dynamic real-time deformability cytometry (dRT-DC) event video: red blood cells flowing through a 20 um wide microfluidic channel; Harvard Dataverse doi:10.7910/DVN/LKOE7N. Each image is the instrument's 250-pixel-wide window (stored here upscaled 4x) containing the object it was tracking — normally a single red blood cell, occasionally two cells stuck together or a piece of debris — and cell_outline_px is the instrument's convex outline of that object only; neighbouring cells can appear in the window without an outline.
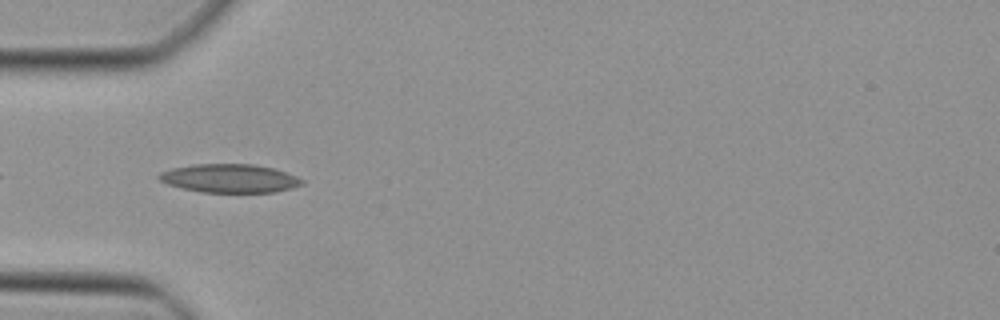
{"species": "Egyptian fruit bat (a non-hibernating species)", "species_latin": "Rousettus aegyptiacus", "temperature_condition": "cold", "stored_images_in_passage": 28, "camera_frame_rate_fps": 3000, "um_per_image_px": 0.085, "animal": {"sex": "female"}, "frame": {"image": 1, "passage_image": 2, "time_ms": 0.333, "image_size_px": [1000, 320], "cell_outline_px": [[304, 184], [292, 188], [276, 192], [200, 192], [168, 184], [160, 180], [156, 176], [160, 172], [172, 168], [192, 164], [252, 164], [272, 168], [296, 176], [304, 180]], "centroid_in_image_um": [19.52, 15.16], "position_along_channel_um": 65.5, "area_um2": 23.7}}
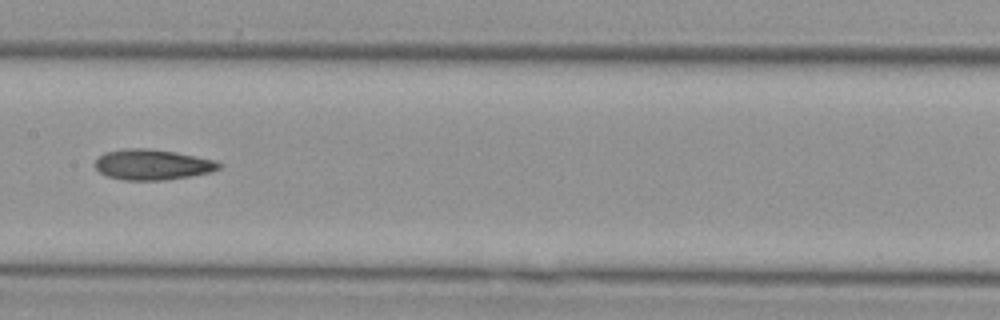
{"frame": {"image": 2, "passage_image": 11, "time_ms": 3.333, "image_size_px": [1000, 320], "cell_outline_px": [[224, 164], [220, 168], [212, 172], [192, 176], [164, 180], [124, 180], [108, 176], [100, 172], [92, 164], [104, 152], [124, 148], [148, 148], [176, 152], [216, 160]], "centroid_in_image_um": [12.98, 13.98], "position_along_channel_um": 194.4, "area_um2": 22.31}}
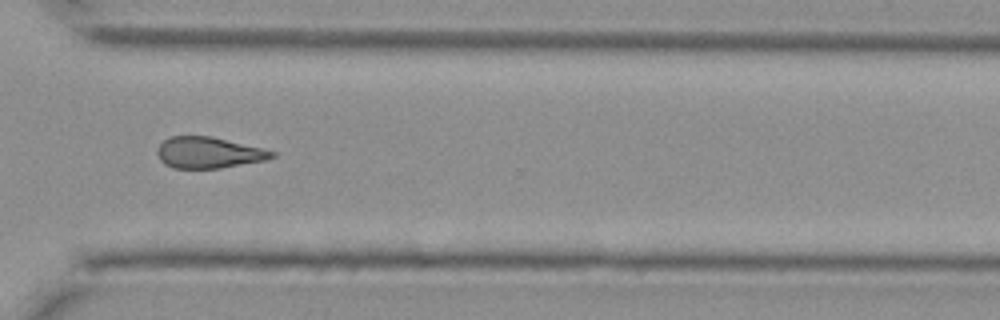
{"frame": {"image": 3, "passage_image": 22, "time_ms": 7.0, "image_size_px": [1000, 320], "cell_outline_px": [[276, 156], [264, 160], [220, 168], [172, 168], [164, 164], [160, 160], [156, 152], [156, 148], [168, 136], [212, 136], [276, 152]], "centroid_in_image_um": [17.67, 12.97], "position_along_channel_um": 352.9, "area_um2": 20.75}}